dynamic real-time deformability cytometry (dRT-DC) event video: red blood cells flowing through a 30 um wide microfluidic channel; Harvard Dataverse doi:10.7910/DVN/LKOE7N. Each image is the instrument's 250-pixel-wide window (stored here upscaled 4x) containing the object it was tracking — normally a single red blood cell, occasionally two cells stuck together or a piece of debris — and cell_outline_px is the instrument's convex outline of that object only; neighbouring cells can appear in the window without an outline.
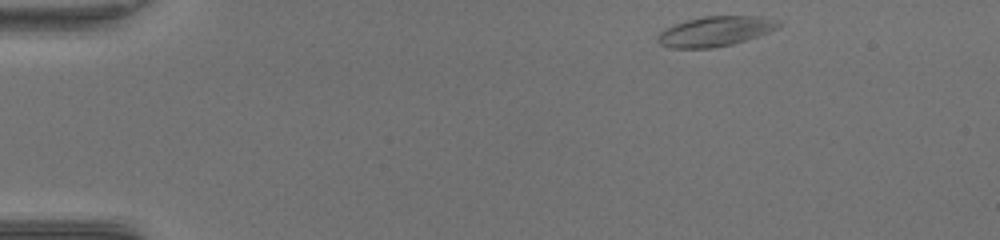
{"species": "common noctule bat (a hibernating species)", "species_latin": "Nyctalus noctula", "temperature_condition": "warm", "stored_images_in_passage": 46, "camera_frame_rate_fps": 3000, "um_per_image_px": 0.085, "animal": {"sex": "female", "body_mass_g": 17.0, "forearm_length_mm": 48.0}, "frame": {"image": 1, "passage_image": 1, "time_ms": 0.0, "image_size_px": [1000, 240], "cell_outline_px": [[784, 24], [768, 32], [732, 44], [716, 48], [668, 48], [660, 44], [656, 40], [656, 36], [664, 28], [688, 20], [704, 16], [760, 16], [776, 20]], "centroid_in_image_um": [60.76, 2.67], "position_along_channel_um": 24.2, "area_um2": 21.04}}
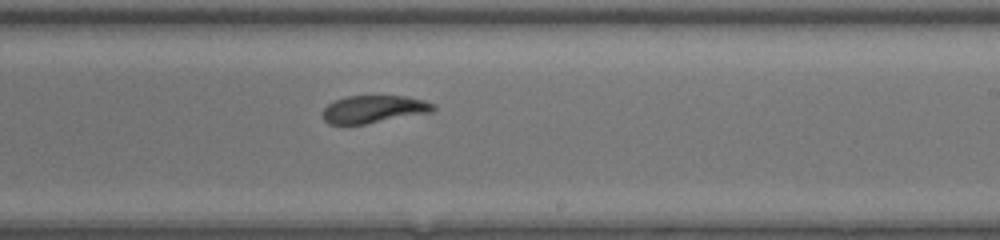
{"frame": {"image": 2, "passage_image": 26, "time_ms": 8.333, "image_size_px": [1000, 240], "cell_outline_px": [[436, 108], [432, 112], [368, 124], [328, 124], [324, 120], [324, 108], [328, 104], [344, 96], [404, 96], [424, 100], [436, 104]], "centroid_in_image_um": [31.81, 9.28], "position_along_channel_um": 257.2, "area_um2": 17.86}}
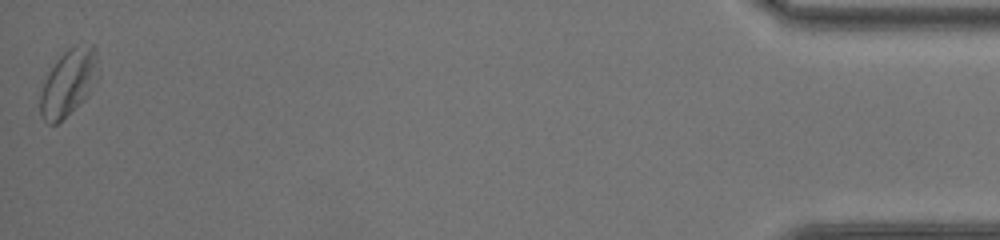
{"frame": {"image": 3, "passage_image": 46, "time_ms": 15.0, "image_size_px": [1000, 240], "cell_outline_px": [[100, 76], [96, 84], [88, 96], [84, 100], [56, 124], [48, 124], [40, 116], [40, 92], [48, 72], [56, 60], [72, 44], [92, 44], [96, 48]], "centroid_in_image_um": [5.86, 6.98], "position_along_channel_um": 429.3, "area_um2": 23.06}, "authors_computed_cell_mechanics": {"area_um2": 19.3052, "velocity_mm_per_s": 3.9543, "shape_relaxation_time_tau1_ms": 2.5594, "shape_relaxation_time_tau2_ms": 1.5378, "deformation_change_tau1": 0.1167, "deformation_change_tau2": 0.0679}}